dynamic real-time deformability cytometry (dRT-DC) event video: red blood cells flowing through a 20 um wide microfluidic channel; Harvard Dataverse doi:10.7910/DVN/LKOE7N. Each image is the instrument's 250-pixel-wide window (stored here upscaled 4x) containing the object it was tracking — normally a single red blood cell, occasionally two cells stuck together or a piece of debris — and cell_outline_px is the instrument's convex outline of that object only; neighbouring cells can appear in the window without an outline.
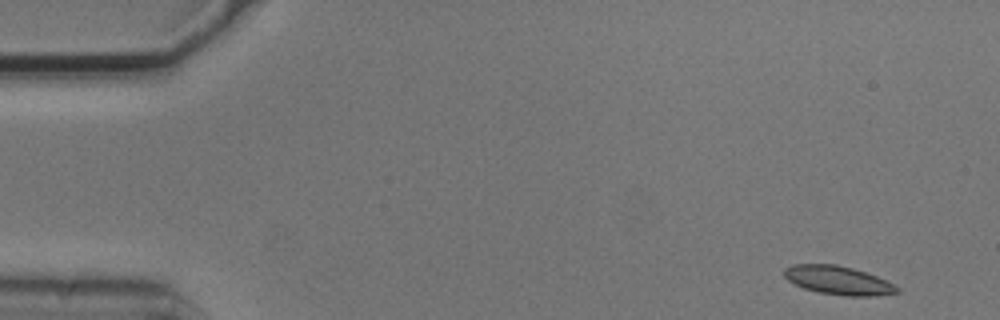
{"species": "common noctule bat (a hibernating species)", "species_latin": "Nyctalus noctula", "temperature_condition": "cold", "stored_images_in_passage": 5, "camera_frame_rate_fps": 3000, "um_per_image_px": 0.085, "animal": {"sex": "male", "body_mass_g": 20.5, "forearm_length_mm": 52.5}, "frame": {"image": 1, "passage_image": 1, "time_ms": 0.0, "image_size_px": [1000, 320], "cell_outline_px": [[900, 292], [876, 296], [844, 296], [820, 292], [804, 288], [788, 280], [784, 276], [784, 268], [792, 264], [836, 264], [852, 268], [876, 276], [900, 288]], "centroid_in_image_um": [71.24, 23.83], "position_along_channel_um": 13.8, "area_um2": 18.67}}
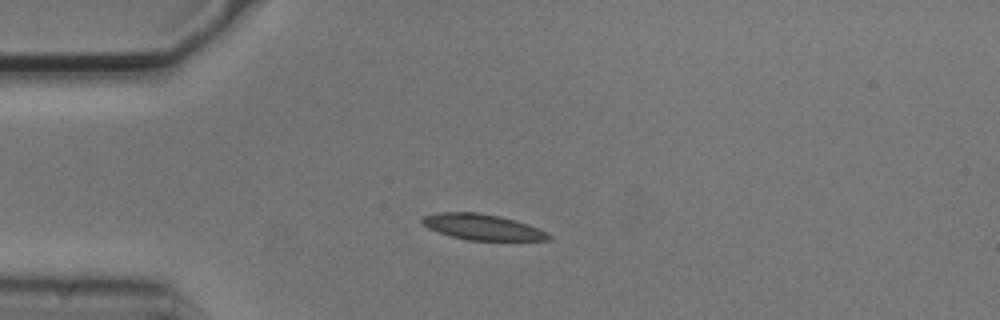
{"frame": {"image": 2, "passage_image": 4, "time_ms": 1.0, "image_size_px": [1000, 320], "cell_outline_px": [[552, 240], [468, 240], [452, 236], [428, 228], [420, 220], [424, 216], [436, 212], [476, 212], [500, 216], [516, 220], [528, 224], [548, 232], [552, 236]], "centroid_in_image_um": [41.04, 19.29], "position_along_channel_um": 44.0, "area_um2": 18.96}}